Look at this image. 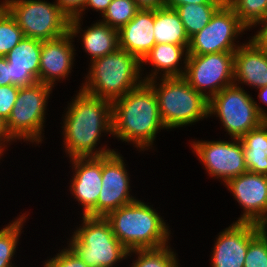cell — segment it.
<instances>
[{"mask_svg": "<svg viewBox=\"0 0 267 267\" xmlns=\"http://www.w3.org/2000/svg\"><path fill=\"white\" fill-rule=\"evenodd\" d=\"M75 96L68 103L70 105L63 119V142L67 155L71 159L101 157L115 152L107 147L96 148L101 133L112 134V102L92 96L81 89Z\"/></svg>", "mask_w": 267, "mask_h": 267, "instance_id": "obj_1", "label": "cell"}, {"mask_svg": "<svg viewBox=\"0 0 267 267\" xmlns=\"http://www.w3.org/2000/svg\"><path fill=\"white\" fill-rule=\"evenodd\" d=\"M159 129L166 127L160 117L157 96L147 82L112 101V136L122 142H132L140 151L147 150Z\"/></svg>", "mask_w": 267, "mask_h": 267, "instance_id": "obj_2", "label": "cell"}, {"mask_svg": "<svg viewBox=\"0 0 267 267\" xmlns=\"http://www.w3.org/2000/svg\"><path fill=\"white\" fill-rule=\"evenodd\" d=\"M105 218L115 237L128 251L156 249L169 243L170 230L164 219L141 200L115 209Z\"/></svg>", "mask_w": 267, "mask_h": 267, "instance_id": "obj_3", "label": "cell"}, {"mask_svg": "<svg viewBox=\"0 0 267 267\" xmlns=\"http://www.w3.org/2000/svg\"><path fill=\"white\" fill-rule=\"evenodd\" d=\"M90 63L81 90L92 96L112 102L144 82L141 61L123 49L118 48Z\"/></svg>", "mask_w": 267, "mask_h": 267, "instance_id": "obj_4", "label": "cell"}, {"mask_svg": "<svg viewBox=\"0 0 267 267\" xmlns=\"http://www.w3.org/2000/svg\"><path fill=\"white\" fill-rule=\"evenodd\" d=\"M146 81L154 90L166 129L186 126L209 117V99L194 90L184 77H161ZM157 83V84H156Z\"/></svg>", "mask_w": 267, "mask_h": 267, "instance_id": "obj_5", "label": "cell"}, {"mask_svg": "<svg viewBox=\"0 0 267 267\" xmlns=\"http://www.w3.org/2000/svg\"><path fill=\"white\" fill-rule=\"evenodd\" d=\"M82 219L68 246L88 266L114 267L127 258L129 251L115 237L105 217L83 215Z\"/></svg>", "mask_w": 267, "mask_h": 267, "instance_id": "obj_6", "label": "cell"}, {"mask_svg": "<svg viewBox=\"0 0 267 267\" xmlns=\"http://www.w3.org/2000/svg\"><path fill=\"white\" fill-rule=\"evenodd\" d=\"M208 114L219 117L231 138H241L267 120L263 110L253 97L235 84L222 89L209 99Z\"/></svg>", "mask_w": 267, "mask_h": 267, "instance_id": "obj_7", "label": "cell"}, {"mask_svg": "<svg viewBox=\"0 0 267 267\" xmlns=\"http://www.w3.org/2000/svg\"><path fill=\"white\" fill-rule=\"evenodd\" d=\"M24 37L41 41L59 38L69 32L70 18L54 3L45 0H5Z\"/></svg>", "mask_w": 267, "mask_h": 267, "instance_id": "obj_8", "label": "cell"}, {"mask_svg": "<svg viewBox=\"0 0 267 267\" xmlns=\"http://www.w3.org/2000/svg\"><path fill=\"white\" fill-rule=\"evenodd\" d=\"M51 90V86L40 82L19 87L16 102L6 120L7 130L14 141L23 139L36 144L43 141V124Z\"/></svg>", "mask_w": 267, "mask_h": 267, "instance_id": "obj_9", "label": "cell"}, {"mask_svg": "<svg viewBox=\"0 0 267 267\" xmlns=\"http://www.w3.org/2000/svg\"><path fill=\"white\" fill-rule=\"evenodd\" d=\"M234 53L188 55L183 77L194 90L210 99L234 84Z\"/></svg>", "mask_w": 267, "mask_h": 267, "instance_id": "obj_10", "label": "cell"}, {"mask_svg": "<svg viewBox=\"0 0 267 267\" xmlns=\"http://www.w3.org/2000/svg\"><path fill=\"white\" fill-rule=\"evenodd\" d=\"M247 28L240 22L234 9L225 2L213 15L211 21L190 37L188 55L235 52L241 44L236 37Z\"/></svg>", "mask_w": 267, "mask_h": 267, "instance_id": "obj_11", "label": "cell"}, {"mask_svg": "<svg viewBox=\"0 0 267 267\" xmlns=\"http://www.w3.org/2000/svg\"><path fill=\"white\" fill-rule=\"evenodd\" d=\"M231 141H194L191 145L210 176L230 179L247 172L243 153V143L239 138Z\"/></svg>", "mask_w": 267, "mask_h": 267, "instance_id": "obj_12", "label": "cell"}, {"mask_svg": "<svg viewBox=\"0 0 267 267\" xmlns=\"http://www.w3.org/2000/svg\"><path fill=\"white\" fill-rule=\"evenodd\" d=\"M123 157L118 152L102 156V186L97 201V217H106L110 212L137 199L130 194L129 173Z\"/></svg>", "mask_w": 267, "mask_h": 267, "instance_id": "obj_13", "label": "cell"}, {"mask_svg": "<svg viewBox=\"0 0 267 267\" xmlns=\"http://www.w3.org/2000/svg\"><path fill=\"white\" fill-rule=\"evenodd\" d=\"M224 185L244 209L237 222H253L267 228V176L247 171Z\"/></svg>", "mask_w": 267, "mask_h": 267, "instance_id": "obj_14", "label": "cell"}, {"mask_svg": "<svg viewBox=\"0 0 267 267\" xmlns=\"http://www.w3.org/2000/svg\"><path fill=\"white\" fill-rule=\"evenodd\" d=\"M264 226L253 222L232 223L219 233L212 248V267H243L250 240Z\"/></svg>", "mask_w": 267, "mask_h": 267, "instance_id": "obj_15", "label": "cell"}, {"mask_svg": "<svg viewBox=\"0 0 267 267\" xmlns=\"http://www.w3.org/2000/svg\"><path fill=\"white\" fill-rule=\"evenodd\" d=\"M70 162L75 171L70 181L71 194L81 203L83 215L97 217V201L102 186V156L74 157Z\"/></svg>", "mask_w": 267, "mask_h": 267, "instance_id": "obj_16", "label": "cell"}, {"mask_svg": "<svg viewBox=\"0 0 267 267\" xmlns=\"http://www.w3.org/2000/svg\"><path fill=\"white\" fill-rule=\"evenodd\" d=\"M70 32L47 41H42L39 66V82L54 87L55 81L69 77L74 64V40Z\"/></svg>", "mask_w": 267, "mask_h": 267, "instance_id": "obj_17", "label": "cell"}, {"mask_svg": "<svg viewBox=\"0 0 267 267\" xmlns=\"http://www.w3.org/2000/svg\"><path fill=\"white\" fill-rule=\"evenodd\" d=\"M42 41L24 37L5 56L10 64L11 85L27 87L39 82Z\"/></svg>", "mask_w": 267, "mask_h": 267, "instance_id": "obj_18", "label": "cell"}, {"mask_svg": "<svg viewBox=\"0 0 267 267\" xmlns=\"http://www.w3.org/2000/svg\"><path fill=\"white\" fill-rule=\"evenodd\" d=\"M154 10L140 9L135 17L118 30L119 48L140 61L156 44Z\"/></svg>", "mask_w": 267, "mask_h": 267, "instance_id": "obj_19", "label": "cell"}, {"mask_svg": "<svg viewBox=\"0 0 267 267\" xmlns=\"http://www.w3.org/2000/svg\"><path fill=\"white\" fill-rule=\"evenodd\" d=\"M260 88L267 85V53L252 39L234 53V84Z\"/></svg>", "mask_w": 267, "mask_h": 267, "instance_id": "obj_20", "label": "cell"}, {"mask_svg": "<svg viewBox=\"0 0 267 267\" xmlns=\"http://www.w3.org/2000/svg\"><path fill=\"white\" fill-rule=\"evenodd\" d=\"M81 18H73L70 20V29L72 37H76L77 34H82V42L85 52L91 56L93 61L97 58H101L109 53L116 51L119 48L118 30L110 27L108 24L98 21L86 30L81 29Z\"/></svg>", "mask_w": 267, "mask_h": 267, "instance_id": "obj_21", "label": "cell"}, {"mask_svg": "<svg viewBox=\"0 0 267 267\" xmlns=\"http://www.w3.org/2000/svg\"><path fill=\"white\" fill-rule=\"evenodd\" d=\"M186 51V52H185ZM185 53V54H184ZM185 55V56H184ZM184 63L183 70L179 66L180 61ZM188 58V46L174 45L169 43L155 44L153 48L145 55L141 60V66L143 63H151L154 67V71L149 75H146L144 81H149L157 78L159 71L162 74V77H183L186 71V60Z\"/></svg>", "mask_w": 267, "mask_h": 267, "instance_id": "obj_22", "label": "cell"}, {"mask_svg": "<svg viewBox=\"0 0 267 267\" xmlns=\"http://www.w3.org/2000/svg\"><path fill=\"white\" fill-rule=\"evenodd\" d=\"M153 29L156 44L189 45L190 38L175 9L166 6L155 9Z\"/></svg>", "mask_w": 267, "mask_h": 267, "instance_id": "obj_23", "label": "cell"}, {"mask_svg": "<svg viewBox=\"0 0 267 267\" xmlns=\"http://www.w3.org/2000/svg\"><path fill=\"white\" fill-rule=\"evenodd\" d=\"M247 170L267 176V120L240 138Z\"/></svg>", "mask_w": 267, "mask_h": 267, "instance_id": "obj_24", "label": "cell"}, {"mask_svg": "<svg viewBox=\"0 0 267 267\" xmlns=\"http://www.w3.org/2000/svg\"><path fill=\"white\" fill-rule=\"evenodd\" d=\"M223 4H185L178 6L175 10L185 27L190 38L201 31L210 21L215 12Z\"/></svg>", "mask_w": 267, "mask_h": 267, "instance_id": "obj_25", "label": "cell"}, {"mask_svg": "<svg viewBox=\"0 0 267 267\" xmlns=\"http://www.w3.org/2000/svg\"><path fill=\"white\" fill-rule=\"evenodd\" d=\"M166 245L156 249L131 250L128 256L135 253L138 258L131 267H179L176 253Z\"/></svg>", "mask_w": 267, "mask_h": 267, "instance_id": "obj_26", "label": "cell"}, {"mask_svg": "<svg viewBox=\"0 0 267 267\" xmlns=\"http://www.w3.org/2000/svg\"><path fill=\"white\" fill-rule=\"evenodd\" d=\"M240 22L250 29L267 18V0H226Z\"/></svg>", "mask_w": 267, "mask_h": 267, "instance_id": "obj_27", "label": "cell"}, {"mask_svg": "<svg viewBox=\"0 0 267 267\" xmlns=\"http://www.w3.org/2000/svg\"><path fill=\"white\" fill-rule=\"evenodd\" d=\"M24 215H21L0 230V267H13L11 260H13L12 258L16 252L19 236L27 214Z\"/></svg>", "mask_w": 267, "mask_h": 267, "instance_id": "obj_28", "label": "cell"}, {"mask_svg": "<svg viewBox=\"0 0 267 267\" xmlns=\"http://www.w3.org/2000/svg\"><path fill=\"white\" fill-rule=\"evenodd\" d=\"M139 10L135 0H112L102 15V22L119 30L132 20Z\"/></svg>", "mask_w": 267, "mask_h": 267, "instance_id": "obj_29", "label": "cell"}, {"mask_svg": "<svg viewBox=\"0 0 267 267\" xmlns=\"http://www.w3.org/2000/svg\"><path fill=\"white\" fill-rule=\"evenodd\" d=\"M23 38V31L7 11L0 18V56L5 57Z\"/></svg>", "mask_w": 267, "mask_h": 267, "instance_id": "obj_30", "label": "cell"}, {"mask_svg": "<svg viewBox=\"0 0 267 267\" xmlns=\"http://www.w3.org/2000/svg\"><path fill=\"white\" fill-rule=\"evenodd\" d=\"M243 267H267V228L263 227L249 242Z\"/></svg>", "mask_w": 267, "mask_h": 267, "instance_id": "obj_31", "label": "cell"}, {"mask_svg": "<svg viewBox=\"0 0 267 267\" xmlns=\"http://www.w3.org/2000/svg\"><path fill=\"white\" fill-rule=\"evenodd\" d=\"M44 267H90L69 246L44 263Z\"/></svg>", "mask_w": 267, "mask_h": 267, "instance_id": "obj_32", "label": "cell"}, {"mask_svg": "<svg viewBox=\"0 0 267 267\" xmlns=\"http://www.w3.org/2000/svg\"><path fill=\"white\" fill-rule=\"evenodd\" d=\"M19 87L15 85L0 86V116L7 120L16 102Z\"/></svg>", "mask_w": 267, "mask_h": 267, "instance_id": "obj_33", "label": "cell"}, {"mask_svg": "<svg viewBox=\"0 0 267 267\" xmlns=\"http://www.w3.org/2000/svg\"><path fill=\"white\" fill-rule=\"evenodd\" d=\"M86 0H56L59 8L71 19L81 18Z\"/></svg>", "mask_w": 267, "mask_h": 267, "instance_id": "obj_34", "label": "cell"}, {"mask_svg": "<svg viewBox=\"0 0 267 267\" xmlns=\"http://www.w3.org/2000/svg\"><path fill=\"white\" fill-rule=\"evenodd\" d=\"M226 0H165V6L176 9L185 4H224Z\"/></svg>", "mask_w": 267, "mask_h": 267, "instance_id": "obj_35", "label": "cell"}, {"mask_svg": "<svg viewBox=\"0 0 267 267\" xmlns=\"http://www.w3.org/2000/svg\"><path fill=\"white\" fill-rule=\"evenodd\" d=\"M260 24H262V27L259 28L260 31L251 38L265 53H267V18L258 25Z\"/></svg>", "mask_w": 267, "mask_h": 267, "instance_id": "obj_36", "label": "cell"}, {"mask_svg": "<svg viewBox=\"0 0 267 267\" xmlns=\"http://www.w3.org/2000/svg\"><path fill=\"white\" fill-rule=\"evenodd\" d=\"M11 85L10 64L6 57L0 56V86Z\"/></svg>", "mask_w": 267, "mask_h": 267, "instance_id": "obj_37", "label": "cell"}, {"mask_svg": "<svg viewBox=\"0 0 267 267\" xmlns=\"http://www.w3.org/2000/svg\"><path fill=\"white\" fill-rule=\"evenodd\" d=\"M111 2L112 0H86L82 12H84L86 8L91 7L93 10L100 11L103 15Z\"/></svg>", "mask_w": 267, "mask_h": 267, "instance_id": "obj_38", "label": "cell"}, {"mask_svg": "<svg viewBox=\"0 0 267 267\" xmlns=\"http://www.w3.org/2000/svg\"><path fill=\"white\" fill-rule=\"evenodd\" d=\"M140 9H157L165 6V0H135Z\"/></svg>", "mask_w": 267, "mask_h": 267, "instance_id": "obj_39", "label": "cell"}, {"mask_svg": "<svg viewBox=\"0 0 267 267\" xmlns=\"http://www.w3.org/2000/svg\"><path fill=\"white\" fill-rule=\"evenodd\" d=\"M14 139L10 136L7 126H6V120H4L0 116V145L5 149V147L9 142H12Z\"/></svg>", "mask_w": 267, "mask_h": 267, "instance_id": "obj_40", "label": "cell"}, {"mask_svg": "<svg viewBox=\"0 0 267 267\" xmlns=\"http://www.w3.org/2000/svg\"><path fill=\"white\" fill-rule=\"evenodd\" d=\"M257 89L259 90V92H258L259 93L258 94L259 100L267 105V85L260 87V88H257Z\"/></svg>", "mask_w": 267, "mask_h": 267, "instance_id": "obj_41", "label": "cell"}, {"mask_svg": "<svg viewBox=\"0 0 267 267\" xmlns=\"http://www.w3.org/2000/svg\"><path fill=\"white\" fill-rule=\"evenodd\" d=\"M1 2V1H0ZM8 11L6 1L0 3V18Z\"/></svg>", "mask_w": 267, "mask_h": 267, "instance_id": "obj_42", "label": "cell"}, {"mask_svg": "<svg viewBox=\"0 0 267 267\" xmlns=\"http://www.w3.org/2000/svg\"><path fill=\"white\" fill-rule=\"evenodd\" d=\"M3 151H4V148L0 145V159H1V156L4 155V154H2Z\"/></svg>", "mask_w": 267, "mask_h": 267, "instance_id": "obj_43", "label": "cell"}]
</instances>
